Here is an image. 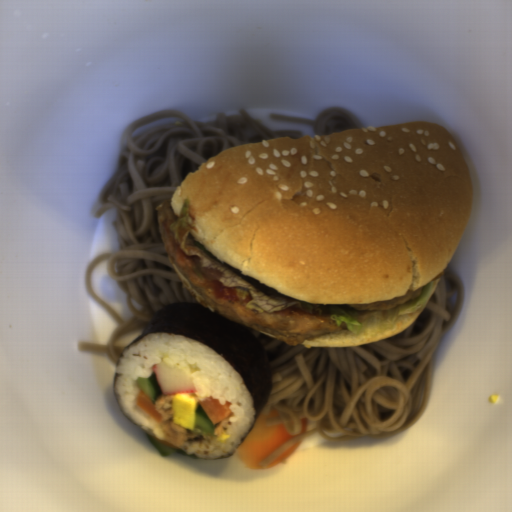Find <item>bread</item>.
Here are the masks:
<instances>
[{
	"mask_svg": "<svg viewBox=\"0 0 512 512\" xmlns=\"http://www.w3.org/2000/svg\"><path fill=\"white\" fill-rule=\"evenodd\" d=\"M185 200L204 248L295 300L378 303L437 282L389 335L344 328L300 343L335 348L387 339L418 319L458 250L473 187L457 141L427 121L231 147L176 187L178 220Z\"/></svg>",
	"mask_w": 512,
	"mask_h": 512,
	"instance_id": "1",
	"label": "bread"
},
{
	"mask_svg": "<svg viewBox=\"0 0 512 512\" xmlns=\"http://www.w3.org/2000/svg\"><path fill=\"white\" fill-rule=\"evenodd\" d=\"M167 258L172 265L173 269L175 270L177 276L182 281L184 286L187 288L189 293L192 295V297L196 300L198 304L203 305L210 311L217 312L212 305L205 299V297L199 292V290L194 286V284L189 280V278L184 274V272L180 269V267L175 263V261L170 257V255L167 253Z\"/></svg>",
	"mask_w": 512,
	"mask_h": 512,
	"instance_id": "2",
	"label": "bread"
}]
</instances>
